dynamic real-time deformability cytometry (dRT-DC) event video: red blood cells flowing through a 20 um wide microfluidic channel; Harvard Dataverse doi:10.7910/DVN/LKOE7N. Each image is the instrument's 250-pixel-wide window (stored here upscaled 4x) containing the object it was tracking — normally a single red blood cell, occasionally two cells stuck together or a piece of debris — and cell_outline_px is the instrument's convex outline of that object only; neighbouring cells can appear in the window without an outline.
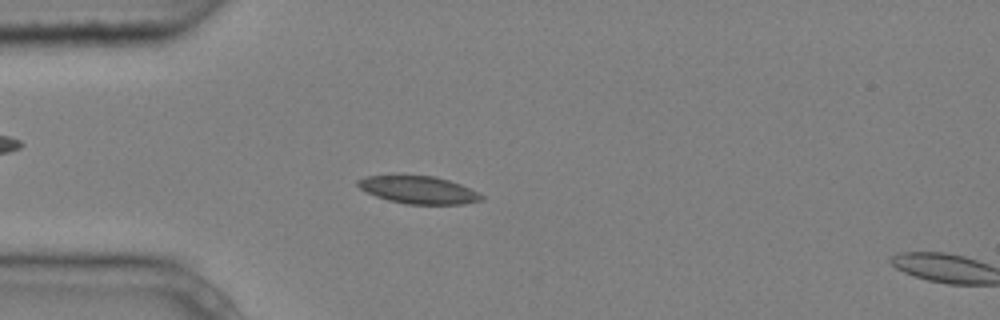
{"species": "common noctule bat (a hibernating species)", "species_latin": "Nyctalus noctula", "temperature_condition": "cold", "stored_images_in_passage": 6, "camera_frame_rate_fps": 3000, "um_per_image_px": 0.085, "animal": {"sex": "male", "body_mass_g": 20.4}, "frame": {"image": 1, "passage_image": 5, "time_ms": 1.333, "image_size_px": [1000, 320], "cell_outline_px": [[484, 200], [464, 204], [404, 204], [388, 200], [364, 192], [356, 184], [356, 180], [364, 176], [432, 176], [448, 180], [460, 184], [484, 196]], "centroid_in_image_um": [35.54, 16.15], "position_along_channel_um": 49.5, "area_um2": 19.77}}